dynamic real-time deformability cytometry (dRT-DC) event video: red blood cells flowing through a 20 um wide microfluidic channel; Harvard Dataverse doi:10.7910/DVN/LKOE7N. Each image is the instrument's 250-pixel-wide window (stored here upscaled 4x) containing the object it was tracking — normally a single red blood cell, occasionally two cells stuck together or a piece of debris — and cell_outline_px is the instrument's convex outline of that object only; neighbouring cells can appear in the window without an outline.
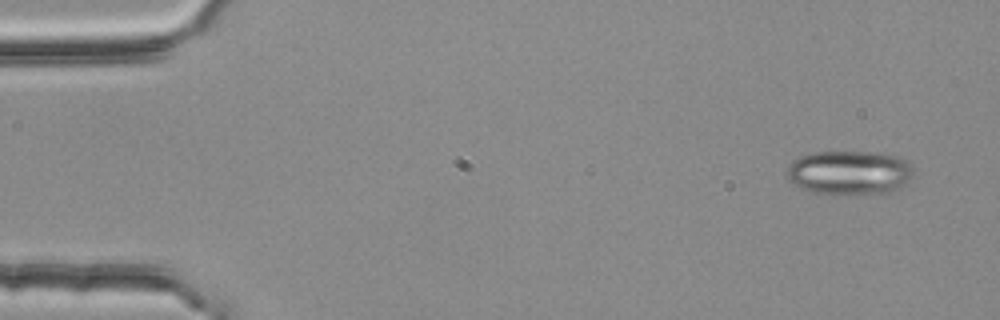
{"species": "common noctule bat (a hibernating species)", "species_latin": "Nyctalus noctula", "temperature_condition": "room temperature", "stored_images_in_passage": 6, "camera_frame_rate_fps": 3000, "um_per_image_px": 0.085, "animal": {"sex": "female", "body_mass_g": 25.1}, "frame": {"image": 1, "passage_image": 1, "time_ms": 0.0, "image_size_px": [1000, 320], "cell_outline_px": [[912, 176], [900, 188], [892, 192], [812, 192], [800, 188], [792, 184], [788, 180], [788, 164], [792, 160], [800, 156], [812, 152], [872, 152], [900, 156], [908, 160], [912, 164]], "centroid_in_image_um": [72.2, 14.63], "position_along_channel_um": 12.8, "area_um2": 32.19}}